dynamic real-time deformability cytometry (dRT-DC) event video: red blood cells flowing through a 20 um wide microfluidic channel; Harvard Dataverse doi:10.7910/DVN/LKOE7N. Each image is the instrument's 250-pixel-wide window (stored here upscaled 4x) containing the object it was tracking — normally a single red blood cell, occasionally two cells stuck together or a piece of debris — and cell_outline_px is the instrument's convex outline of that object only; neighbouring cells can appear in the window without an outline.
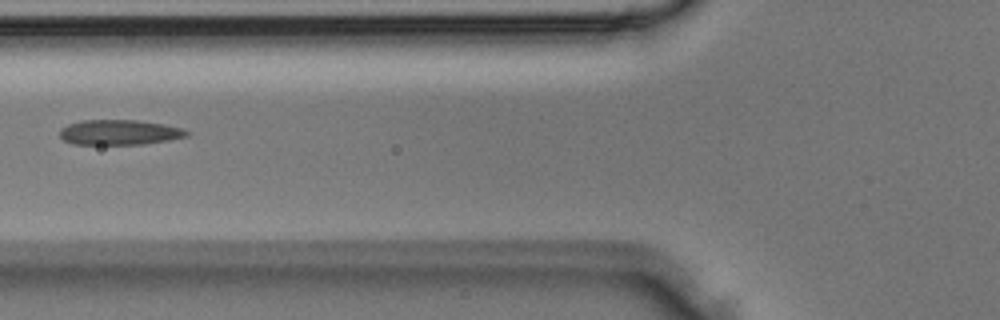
{"species": "Egyptian fruit bat (a non-hibernating species)", "species_latin": "Rousettus aegyptiacus", "temperature_condition": "room temperature", "stored_images_in_passage": 3, "camera_frame_rate_fps": 3000, "um_per_image_px": 0.085, "animal": {"sex": "male"}, "frame": {"image": 1, "passage_image": 3, "time_ms": 0.667, "image_size_px": [1000, 320], "cell_outline_px": [[192, 132], [188, 136], [168, 140], [144, 144], [72, 144], [64, 140], [60, 136], [60, 128], [68, 124], [84, 120], [136, 120], [164, 124], [180, 128]], "centroid_in_image_um": [10.16, 11.25], "position_along_channel_um": 115.6, "area_um2": 18.55}}